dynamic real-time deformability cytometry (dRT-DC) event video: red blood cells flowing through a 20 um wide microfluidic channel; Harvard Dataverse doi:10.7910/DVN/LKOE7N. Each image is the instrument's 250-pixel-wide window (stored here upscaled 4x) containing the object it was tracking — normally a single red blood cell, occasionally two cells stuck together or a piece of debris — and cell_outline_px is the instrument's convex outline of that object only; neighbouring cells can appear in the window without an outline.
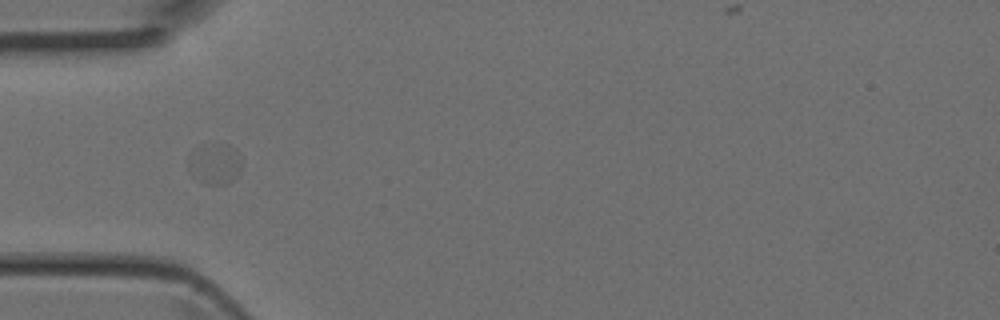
{"species": "Egyptian fruit bat (a non-hibernating species)", "species_latin": "Rousettus aegyptiacus", "temperature_condition": "room temperature", "stored_images_in_passage": 1, "camera_frame_rate_fps": 3000, "um_per_image_px": 0.085, "animal": {"sex": "female"}, "frame": {"image": 1, "passage_image": 1, "time_ms": 0.0, "image_size_px": [1000, 320], "cell_outline_px": [[240, 172], [236, 176], [224, 184], [204, 184], [188, 168], [188, 164], [228, 144], [240, 156]], "centroid_in_image_um": [18.45, 14.13], "position_along_channel_um": 66.5, "area_um2": 10.06}}